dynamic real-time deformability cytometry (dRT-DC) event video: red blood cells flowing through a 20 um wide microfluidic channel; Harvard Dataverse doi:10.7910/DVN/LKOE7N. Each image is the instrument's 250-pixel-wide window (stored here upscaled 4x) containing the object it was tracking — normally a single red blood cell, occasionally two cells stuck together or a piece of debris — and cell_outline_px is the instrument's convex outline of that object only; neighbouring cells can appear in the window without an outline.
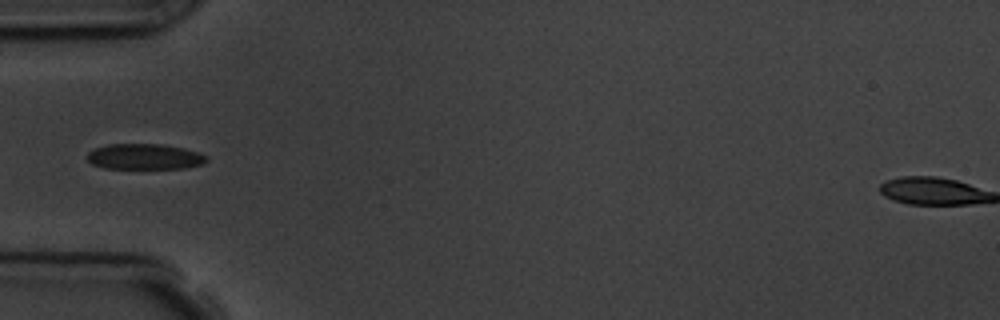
{"species": "common noctule bat (a hibernating species)", "species_latin": "Nyctalus noctula", "temperature_condition": "room temperature", "stored_images_in_passage": 5, "camera_frame_rate_fps": 3000, "um_per_image_px": 0.085, "animal": {"sex": "male", "body_mass_g": 19.5, "forearm_length_mm": 54.6}, "frame": {"image": 1, "passage_image": 3, "time_ms": 3.333, "image_size_px": [1000, 320], "cell_outline_px": [[208, 160], [204, 164], [184, 168], [104, 168], [92, 164], [88, 160], [88, 152], [96, 148], [108, 144], [160, 144], [184, 148], [208, 156]], "centroid_in_image_um": [12.31, 13.31], "position_along_channel_um": 72.7, "area_um2": 17.74}}
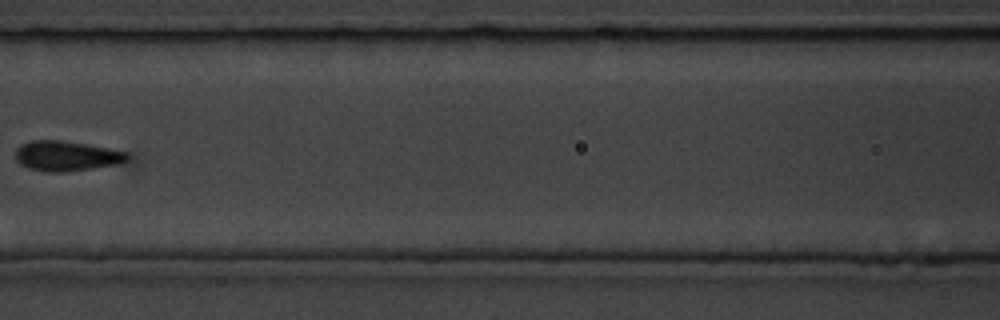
{"frame": {"image": 2, "passage_image": 5, "time_ms": 5.667, "image_size_px": [1000, 320], "cell_outline_px": [[136, 168], [64, 172], [44, 172], [28, 168], [20, 164], [16, 160], [16, 148], [20, 144], [32, 140], [60, 140], [132, 152], [136, 156]], "centroid_in_image_um": [6.09, 13.34], "position_along_channel_um": 160.5, "area_um2": 21.96}}